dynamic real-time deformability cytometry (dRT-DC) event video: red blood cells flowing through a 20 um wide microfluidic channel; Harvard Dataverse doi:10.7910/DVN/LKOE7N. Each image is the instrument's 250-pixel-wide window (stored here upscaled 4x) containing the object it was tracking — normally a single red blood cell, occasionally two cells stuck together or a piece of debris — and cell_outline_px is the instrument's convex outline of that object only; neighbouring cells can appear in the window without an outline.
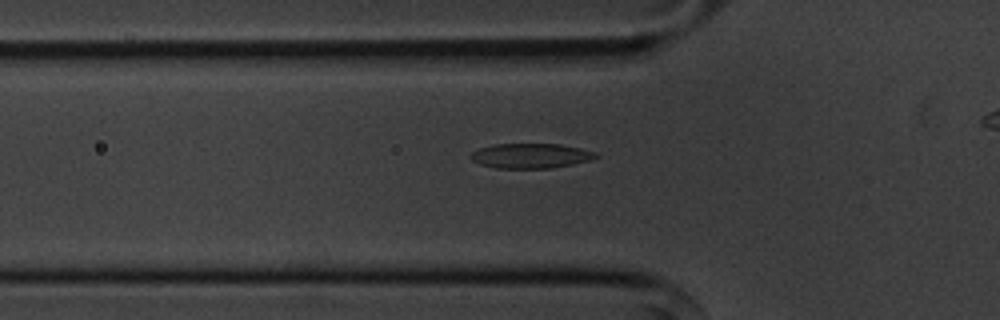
{"species": "common noctule bat (a hibernating species)", "species_latin": "Nyctalus noctula", "temperature_condition": "cold", "stored_images_in_passage": 41, "segment_of_instrument_passage": [1, 2], "camera_frame_rate_fps": 3000, "um_per_image_px": 0.085, "animal": {"sex": "male", "body_mass_g": 20.1, "forearm_length_mm": 53.5}, "frame": {"image": 1, "passage_image": 11, "time_ms": 3.333, "image_size_px": [1000, 320], "cell_outline_px": [[600, 156], [592, 160], [552, 168], [496, 168], [480, 164], [472, 160], [468, 156], [472, 152], [480, 148], [492, 144], [560, 144], [580, 148], [596, 152]], "centroid_in_image_um": [45.12, 13.24], "position_along_channel_um": 80.7, "area_um2": 18.21}}
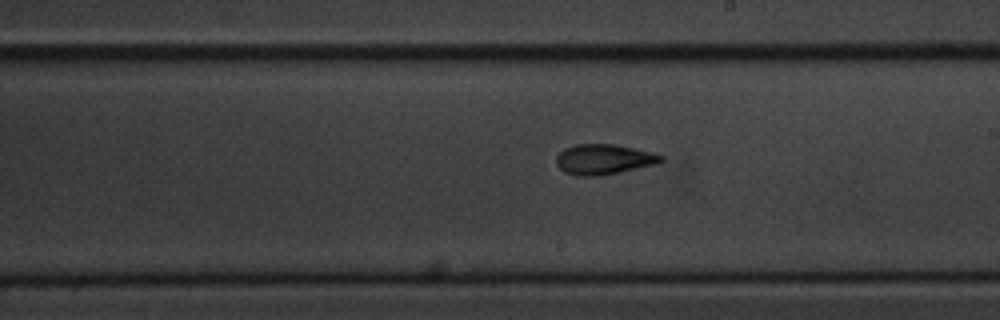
{"frame": {"image": 2, "passage_image": 24, "time_ms": 7.667, "image_size_px": [1000, 320], "cell_outline_px": [[664, 160], [656, 164], [620, 172], [600, 176], [576, 176], [564, 172], [556, 164], [556, 156], [564, 148], [576, 144], [616, 144], [652, 152], [664, 156]], "centroid_in_image_um": [51.31, 13.54], "position_along_channel_um": 237.7, "area_um2": 18.61}}
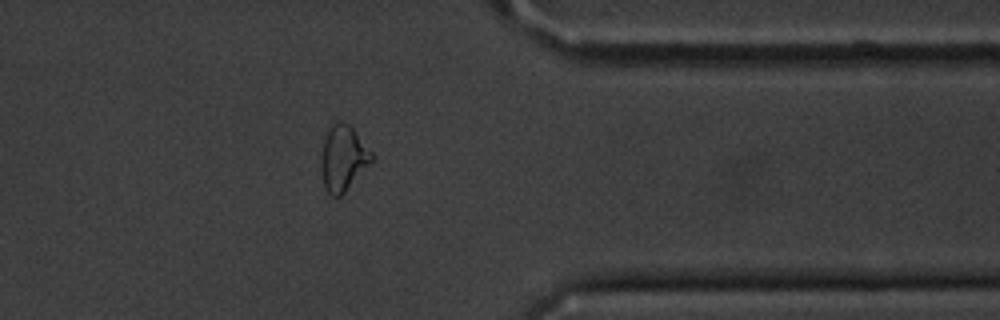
{"frame": {"image": 3, "passage_image": 37, "time_ms": 12.0, "image_size_px": [1000, 320], "cell_outline_px": [[376, 160], [340, 196], [332, 196], [324, 188], [320, 164], [320, 156], [324, 140], [328, 128], [336, 120], [344, 120], [352, 128], [376, 156]], "centroid_in_image_um": [29.19, 13.43], "position_along_channel_um": 382.2, "area_um2": 19.77}}